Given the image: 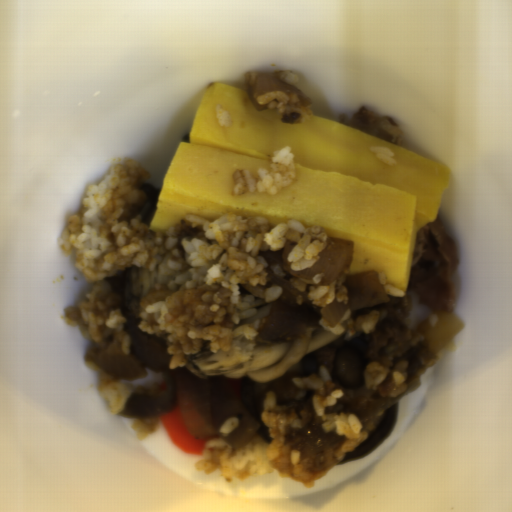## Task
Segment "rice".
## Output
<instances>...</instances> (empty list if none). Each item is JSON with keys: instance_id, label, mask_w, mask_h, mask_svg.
<instances>
[{"instance_id": "rice-1", "label": "rice", "mask_w": 512, "mask_h": 512, "mask_svg": "<svg viewBox=\"0 0 512 512\" xmlns=\"http://www.w3.org/2000/svg\"><path fill=\"white\" fill-rule=\"evenodd\" d=\"M159 188L151 187L145 164L126 159L114 164L103 182L88 186L80 209L68 217L59 235L62 253H74L75 266L90 286L76 306L65 309L66 321L97 347L104 325L122 330L125 317L110 311L107 318L93 314L101 280L128 266L139 268L145 292L167 288L184 292L207 284L229 290L235 307L233 327L210 325L189 329L188 338H204L210 353L229 350L232 337L251 339L267 319L240 323L254 314L257 298L242 284L266 281L268 262L262 249L278 250L298 241L288 253L290 269L310 268L325 247L320 227L291 221L271 227L264 217L244 218L228 213L209 222L188 213L170 231L150 230Z\"/></svg>"}, {"instance_id": "rice-2", "label": "rice", "mask_w": 512, "mask_h": 512, "mask_svg": "<svg viewBox=\"0 0 512 512\" xmlns=\"http://www.w3.org/2000/svg\"><path fill=\"white\" fill-rule=\"evenodd\" d=\"M284 443L282 435H275L266 442L255 432L243 448L233 450L229 442L216 437L204 446L194 471L208 474L218 471L225 481L230 482L254 474L278 472L270 461L280 455Z\"/></svg>"}, {"instance_id": "rice-3", "label": "rice", "mask_w": 512, "mask_h": 512, "mask_svg": "<svg viewBox=\"0 0 512 512\" xmlns=\"http://www.w3.org/2000/svg\"><path fill=\"white\" fill-rule=\"evenodd\" d=\"M257 171L259 174L255 175L243 169H236L232 175V180L236 183L233 193L236 195L246 191H261L274 194L291 184L297 171L291 147L288 145L276 149L269 167Z\"/></svg>"}, {"instance_id": "rice-4", "label": "rice", "mask_w": 512, "mask_h": 512, "mask_svg": "<svg viewBox=\"0 0 512 512\" xmlns=\"http://www.w3.org/2000/svg\"><path fill=\"white\" fill-rule=\"evenodd\" d=\"M345 392L337 388L327 396H318L313 402L314 409L323 420V430L328 433H336L343 436L346 441L343 445L345 452H350L362 444L370 436L368 431H362V425L351 413H329L324 409L332 407L338 399L343 398Z\"/></svg>"}, {"instance_id": "rice-5", "label": "rice", "mask_w": 512, "mask_h": 512, "mask_svg": "<svg viewBox=\"0 0 512 512\" xmlns=\"http://www.w3.org/2000/svg\"><path fill=\"white\" fill-rule=\"evenodd\" d=\"M166 308L167 305L164 300L149 305L140 314L138 329L151 334L155 338L163 339L167 343L168 348L166 352L170 353V359L167 365L170 370L175 368L187 369V358L185 353L180 349L175 348V341L170 331L160 326L166 312Z\"/></svg>"}, {"instance_id": "rice-6", "label": "rice", "mask_w": 512, "mask_h": 512, "mask_svg": "<svg viewBox=\"0 0 512 512\" xmlns=\"http://www.w3.org/2000/svg\"><path fill=\"white\" fill-rule=\"evenodd\" d=\"M346 275H350L347 269L328 285H308L299 278L292 279V285L305 293L313 306L321 311L327 304H331L333 299L348 304V290L344 286Z\"/></svg>"}, {"instance_id": "rice-7", "label": "rice", "mask_w": 512, "mask_h": 512, "mask_svg": "<svg viewBox=\"0 0 512 512\" xmlns=\"http://www.w3.org/2000/svg\"><path fill=\"white\" fill-rule=\"evenodd\" d=\"M84 366L97 372V390L102 397L107 399L109 411L112 414L120 413L132 395L129 383L110 379L99 366L88 360Z\"/></svg>"}, {"instance_id": "rice-8", "label": "rice", "mask_w": 512, "mask_h": 512, "mask_svg": "<svg viewBox=\"0 0 512 512\" xmlns=\"http://www.w3.org/2000/svg\"><path fill=\"white\" fill-rule=\"evenodd\" d=\"M289 96L286 92L272 91L270 93L257 97L256 103L266 105L268 109H277L284 113L287 109Z\"/></svg>"}, {"instance_id": "rice-9", "label": "rice", "mask_w": 512, "mask_h": 512, "mask_svg": "<svg viewBox=\"0 0 512 512\" xmlns=\"http://www.w3.org/2000/svg\"><path fill=\"white\" fill-rule=\"evenodd\" d=\"M353 313H354V310L353 311L347 310L346 313L344 314V316L341 318V320L337 324H335L333 327L330 326L329 324H327L325 319L323 320L322 323H318V324H320L324 330H327V331H330V332H333L336 334H341L342 331L344 330L345 326L348 325V323H347L348 319L353 317Z\"/></svg>"}, {"instance_id": "rice-10", "label": "rice", "mask_w": 512, "mask_h": 512, "mask_svg": "<svg viewBox=\"0 0 512 512\" xmlns=\"http://www.w3.org/2000/svg\"><path fill=\"white\" fill-rule=\"evenodd\" d=\"M372 153L385 164H396L395 153L387 147H371Z\"/></svg>"}, {"instance_id": "rice-11", "label": "rice", "mask_w": 512, "mask_h": 512, "mask_svg": "<svg viewBox=\"0 0 512 512\" xmlns=\"http://www.w3.org/2000/svg\"><path fill=\"white\" fill-rule=\"evenodd\" d=\"M377 276L381 286L383 287L388 297L404 298L405 293L402 290L394 288L393 286L390 285L387 274L382 272L380 274H377Z\"/></svg>"}, {"instance_id": "rice-12", "label": "rice", "mask_w": 512, "mask_h": 512, "mask_svg": "<svg viewBox=\"0 0 512 512\" xmlns=\"http://www.w3.org/2000/svg\"><path fill=\"white\" fill-rule=\"evenodd\" d=\"M239 418L229 417L226 419L218 429V433L224 437L230 435L239 425Z\"/></svg>"}, {"instance_id": "rice-13", "label": "rice", "mask_w": 512, "mask_h": 512, "mask_svg": "<svg viewBox=\"0 0 512 512\" xmlns=\"http://www.w3.org/2000/svg\"><path fill=\"white\" fill-rule=\"evenodd\" d=\"M216 119L217 123L221 127H229L231 126V120L228 112L222 109L221 104L216 106Z\"/></svg>"}, {"instance_id": "rice-14", "label": "rice", "mask_w": 512, "mask_h": 512, "mask_svg": "<svg viewBox=\"0 0 512 512\" xmlns=\"http://www.w3.org/2000/svg\"><path fill=\"white\" fill-rule=\"evenodd\" d=\"M281 295L280 286H271L264 292V303L273 304V302Z\"/></svg>"}]
</instances>
